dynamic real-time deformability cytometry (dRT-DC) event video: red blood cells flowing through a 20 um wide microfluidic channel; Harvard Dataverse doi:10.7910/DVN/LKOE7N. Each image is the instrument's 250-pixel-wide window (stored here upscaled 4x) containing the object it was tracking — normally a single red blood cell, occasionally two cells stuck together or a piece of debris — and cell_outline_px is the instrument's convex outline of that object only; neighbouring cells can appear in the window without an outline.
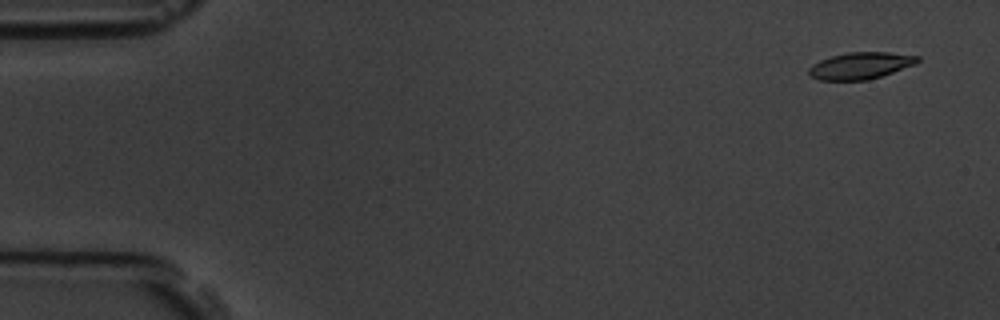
{"species": "common noctule bat (a hibernating species)", "species_latin": "Nyctalus noctula", "temperature_condition": "room temperature", "stored_images_in_passage": 10, "camera_frame_rate_fps": 3000, "um_per_image_px": 0.085, "animal": {"sex": "male", "body_mass_g": 19.5, "forearm_length_mm": 54.6}, "frame": {"image": 1, "passage_image": 1, "time_ms": 0.0, "image_size_px": [1000, 320], "cell_outline_px": [[920, 60], [916, 64], [868, 80], [820, 80], [812, 76], [808, 72], [808, 68], [812, 64], [820, 60], [832, 56], [848, 52], [888, 52], [920, 56]], "centroid_in_image_um": [73.15, 5.57], "position_along_channel_um": 11.9, "area_um2": 16.88}}
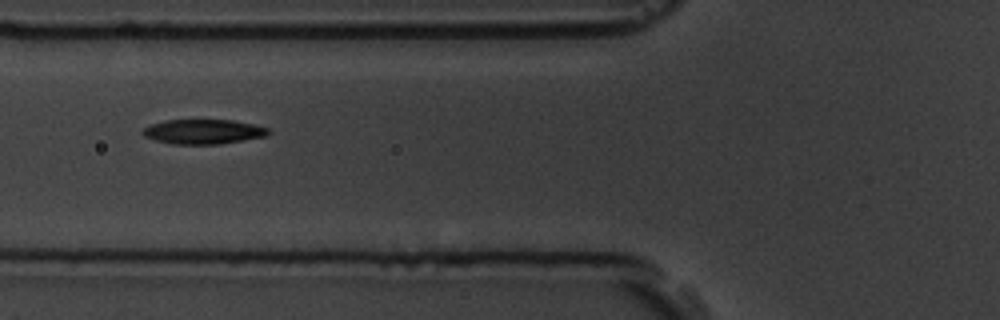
{"frame": {"image": 2, "passage_image": 6, "time_ms": 6.0, "image_size_px": [1000, 320], "cell_outline_px": [[272, 132], [268, 136], [220, 144], [172, 144], [156, 140], [144, 136], [140, 132], [144, 128], [152, 124], [164, 120], [232, 120], [252, 124], [268, 128]], "centroid_in_image_um": [17.3, 11.19], "position_along_channel_um": 108.5, "area_um2": 18.09}}
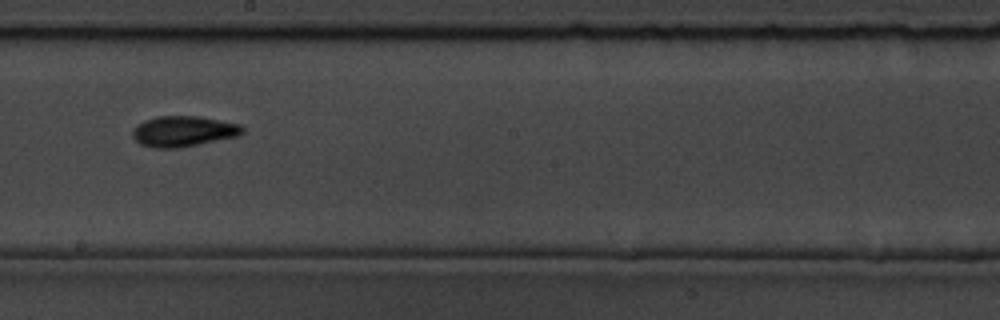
{"frame": {"image": 3, "passage_image": 9, "time_ms": 9.333, "image_size_px": [1000, 320], "cell_outline_px": [[244, 132], [240, 136], [180, 148], [152, 148], [140, 144], [132, 136], [132, 128], [144, 120], [156, 116], [200, 116], [240, 124], [244, 128]], "centroid_in_image_um": [15.59, 11.16], "position_along_channel_um": 232.6, "area_um2": 19.94}}